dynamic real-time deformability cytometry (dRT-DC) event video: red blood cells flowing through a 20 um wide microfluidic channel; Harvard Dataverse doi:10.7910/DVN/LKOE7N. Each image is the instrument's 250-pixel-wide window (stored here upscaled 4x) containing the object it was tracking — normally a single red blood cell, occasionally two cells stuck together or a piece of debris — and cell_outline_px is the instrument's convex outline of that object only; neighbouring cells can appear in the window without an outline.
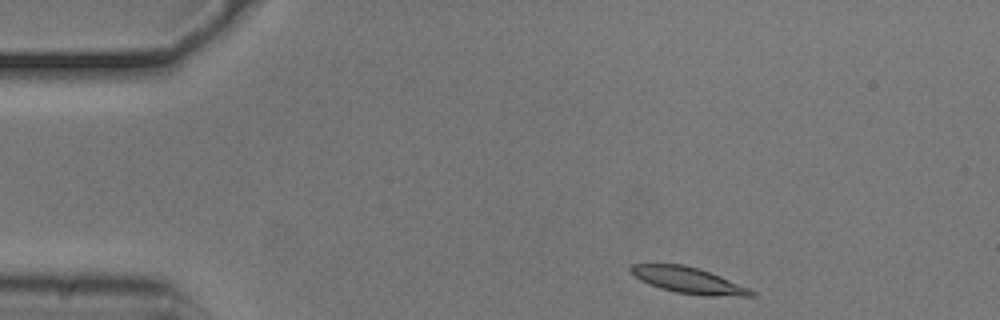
{"species": "common noctule bat (a hibernating species)", "species_latin": "Nyctalus noctula", "temperature_condition": "cold", "stored_images_in_passage": 47, "camera_frame_rate_fps": 3000, "um_per_image_px": 0.085, "animal": {"sex": "male", "body_mass_g": 20.5, "forearm_length_mm": 52.5}, "frame": {"image": 1, "passage_image": 1, "time_ms": 0.0, "image_size_px": [1000, 320], "cell_outline_px": [[756, 296], [704, 296], [676, 292], [660, 288], [648, 284], [640, 280], [628, 268], [632, 264], [684, 264], [720, 276], [748, 288], [756, 292]], "centroid_in_image_um": [58.51, 23.84], "position_along_channel_um": 26.5, "area_um2": 18.15}}
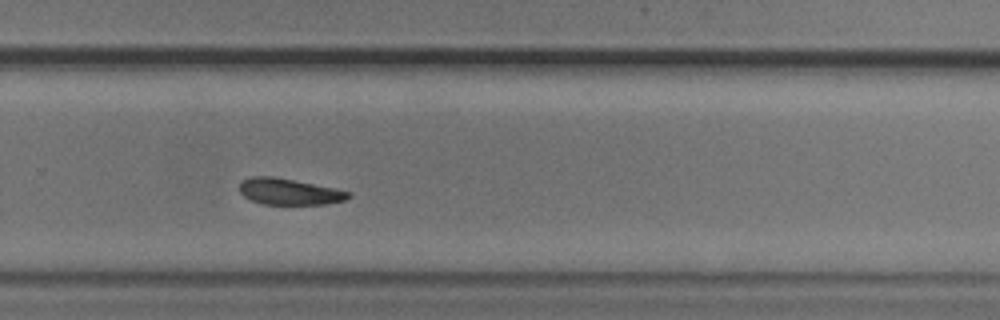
{"frame": {"image": 2, "passage_image": 29, "time_ms": 9.333, "image_size_px": [1000, 320], "cell_outline_px": [[352, 196], [344, 200], [324, 204], [264, 204], [252, 200], [244, 196], [240, 192], [240, 184], [244, 180], [252, 176], [272, 176], [336, 188], [352, 192]], "centroid_in_image_um": [24.62, 16.29], "position_along_channel_um": 305.2, "area_um2": 16.53}}
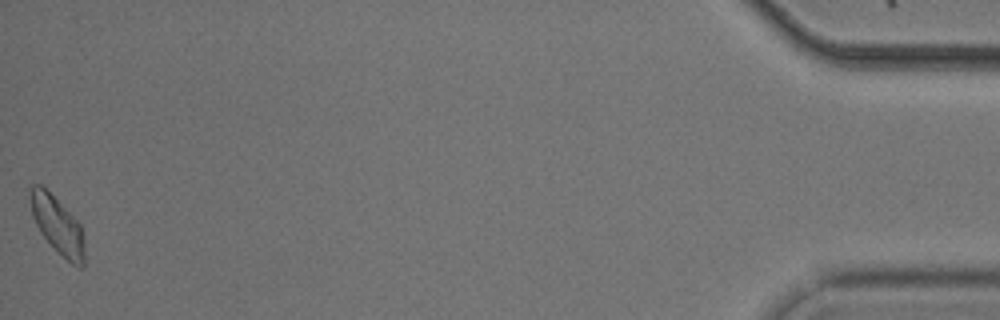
{"frame": {"image": 3, "passage_image": 47, "time_ms": 15.333, "image_size_px": [1000, 320], "cell_outline_px": [[84, 268], [80, 268], [72, 264], [40, 232], [32, 216], [28, 188], [32, 184], [40, 184], [80, 224], [84, 236]], "centroid_in_image_um": [4.88, 19.13], "position_along_channel_um": 430.3, "area_um2": 17.63}, "authors_computed_cell_mechanics": {"area_um2": 18.0336, "velocity_mm_per_s": 3.682, "shape_relaxation_time_tau1_ms": 2.6764, "shape_relaxation_time_tau2_ms": null, "deformation_change_tau1": 0.1153, "deformation_change_tau2": null}}